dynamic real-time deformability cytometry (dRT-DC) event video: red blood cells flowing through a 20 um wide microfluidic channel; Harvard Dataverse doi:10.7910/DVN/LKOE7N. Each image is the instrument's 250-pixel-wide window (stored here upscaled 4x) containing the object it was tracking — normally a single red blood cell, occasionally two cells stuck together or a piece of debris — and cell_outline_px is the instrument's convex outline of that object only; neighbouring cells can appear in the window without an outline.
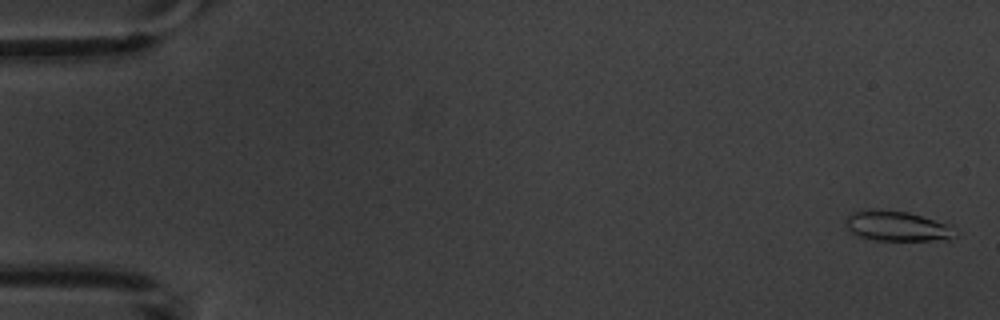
{"species": "common noctule bat (a hibernating species)", "species_latin": "Nyctalus noctula", "temperature_condition": "warm", "stored_images_in_passage": 7, "camera_frame_rate_fps": 3000, "um_per_image_px": 0.085, "animal": {"sex": "male", "body_mass_g": 20.1, "forearm_length_mm": 53.5}, "frame": {"image": 1, "passage_image": 1, "time_ms": 0.0, "image_size_px": [1000, 320], "cell_outline_px": [[956, 236], [948, 240], [872, 240], [860, 236], [852, 232], [844, 224], [844, 220], [848, 216], [856, 212], [908, 212], [952, 224]], "centroid_in_image_um": [76.35, 19.26], "position_along_channel_um": 8.6, "area_um2": 18.61}}
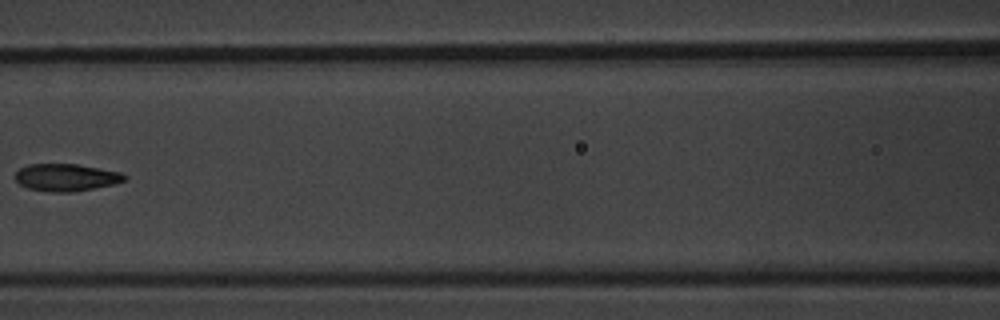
{"frame": {"image": 2, "passage_image": 6, "time_ms": 8.0, "image_size_px": [1000, 320], "cell_outline_px": [[128, 176], [124, 180], [112, 184], [76, 192], [48, 192], [28, 188], [20, 184], [16, 180], [16, 172], [20, 168], [28, 164], [76, 164], [120, 172]], "centroid_in_image_um": [5.6, 15.08], "position_along_channel_um": 161.0, "area_um2": 17.28}}
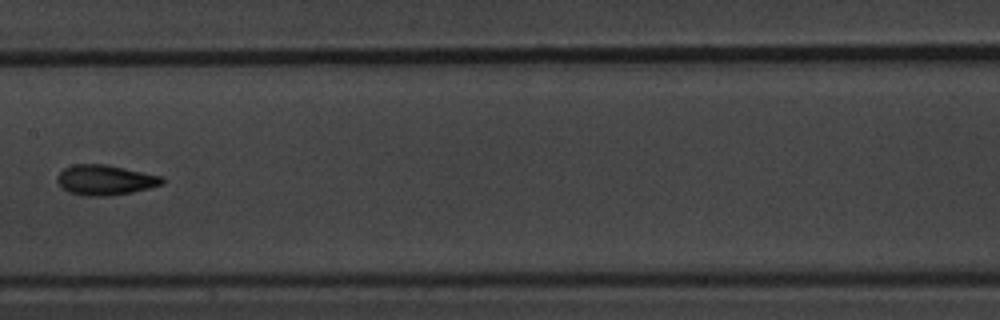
{"frame": {"image": 3, "passage_image": 7, "time_ms": 9.0, "image_size_px": [1000, 320], "cell_outline_px": [[164, 184], [132, 192], [108, 196], [84, 196], [68, 192], [56, 180], [56, 176], [64, 168], [72, 164], [104, 164], [164, 176]], "centroid_in_image_um": [8.94, 15.3], "position_along_channel_um": 198.5, "area_um2": 18.5}}